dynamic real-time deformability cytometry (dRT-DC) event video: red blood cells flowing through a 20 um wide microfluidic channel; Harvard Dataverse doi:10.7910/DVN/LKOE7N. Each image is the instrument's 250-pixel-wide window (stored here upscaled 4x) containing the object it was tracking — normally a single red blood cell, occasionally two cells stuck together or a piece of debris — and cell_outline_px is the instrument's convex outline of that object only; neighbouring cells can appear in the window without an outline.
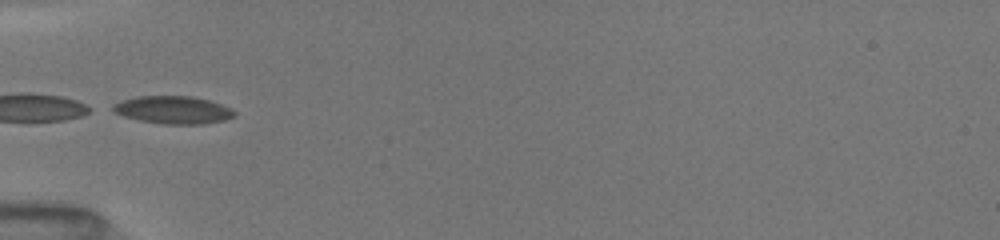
{"species": "common noctule bat (a hibernating species)", "species_latin": "Nyctalus noctula", "temperature_condition": "room temperature", "stored_images_in_passage": 7, "camera_frame_rate_fps": 3000, "um_per_image_px": 0.085, "animal": {"sex": "female", "body_mass_g": 19.5, "forearm_length_mm": 54.1}, "frame": {"image": 1, "passage_image": 4, "time_ms": 3.333, "image_size_px": [1000, 240], "cell_outline_px": [[236, 116], [224, 120], [204, 124], [164, 124], [140, 120], [124, 116], [112, 112], [104, 108], [120, 100], [136, 96], [192, 96], [208, 100], [232, 108], [236, 112]], "centroid_in_image_um": [14.64, 9.33], "position_along_channel_um": 70.4, "area_um2": 20.0}}
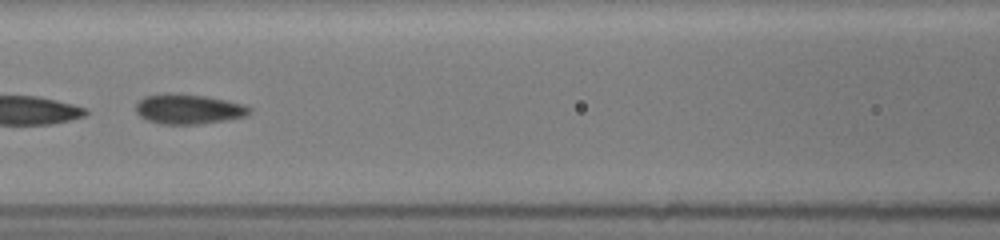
{"frame": {"image": 2, "passage_image": 6, "time_ms": 5.333, "image_size_px": [1000, 240], "cell_outline_px": [[252, 112], [244, 116], [228, 120], [200, 124], [160, 124], [148, 120], [140, 116], [136, 112], [136, 104], [144, 96], [164, 92], [176, 92], [204, 96], [244, 104], [252, 108]], "centroid_in_image_um": [16.01, 9.26], "position_along_channel_um": 150.6, "area_um2": 20.06}}
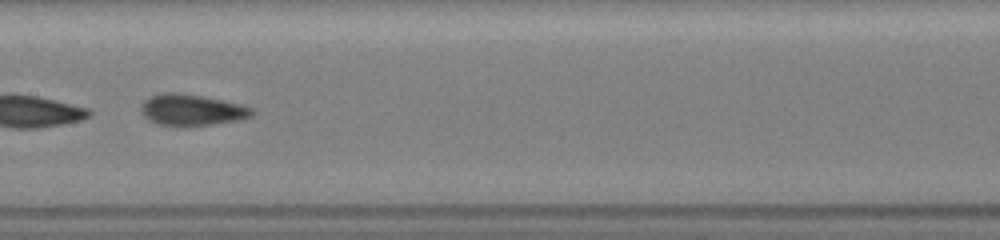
{"frame": {"image": 3, "passage_image": 7, "time_ms": 6.333, "image_size_px": [1000, 240], "cell_outline_px": [[256, 108], [252, 116], [236, 120], [212, 124], [180, 128], [156, 124], [148, 120], [140, 112], [140, 104], [148, 96], [164, 92], [180, 92], [240, 104]], "centroid_in_image_um": [16.23, 9.36], "position_along_channel_um": 191.2, "area_um2": 20.75}}